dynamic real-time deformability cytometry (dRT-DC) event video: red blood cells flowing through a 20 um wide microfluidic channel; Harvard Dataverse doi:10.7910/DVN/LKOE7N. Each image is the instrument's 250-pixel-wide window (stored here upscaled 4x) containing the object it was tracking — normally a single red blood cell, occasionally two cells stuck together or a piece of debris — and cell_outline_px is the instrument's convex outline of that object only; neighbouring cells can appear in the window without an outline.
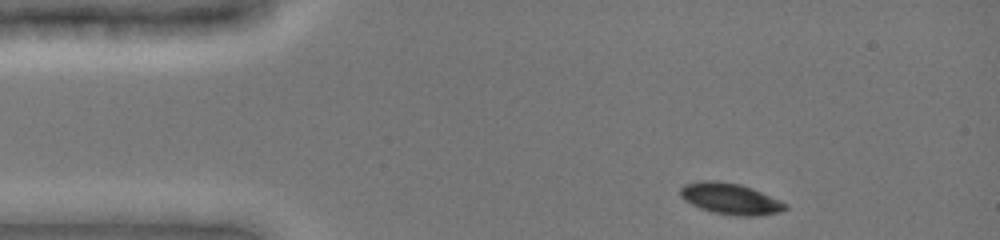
{"species": "common noctule bat (a hibernating species)", "species_latin": "Nyctalus noctula", "temperature_condition": "cold", "stored_images_in_passage": 32, "camera_frame_rate_fps": 3000, "um_per_image_px": 0.085, "animal": {"sex": "female", "body_mass_g": 19.0, "forearm_length_mm": 51.5}, "frame": {"image": 1, "passage_image": 1, "time_ms": 0.0, "image_size_px": [1000, 240], "cell_outline_px": [[788, 208], [780, 212], [756, 216], [736, 216], [712, 212], [700, 208], [684, 200], [680, 196], [680, 188], [684, 184], [700, 180], [716, 180], [740, 184], [752, 188], [780, 200], [788, 204]], "centroid_in_image_um": [62.08, 16.89], "position_along_channel_um": 22.9, "area_um2": 19.25}}
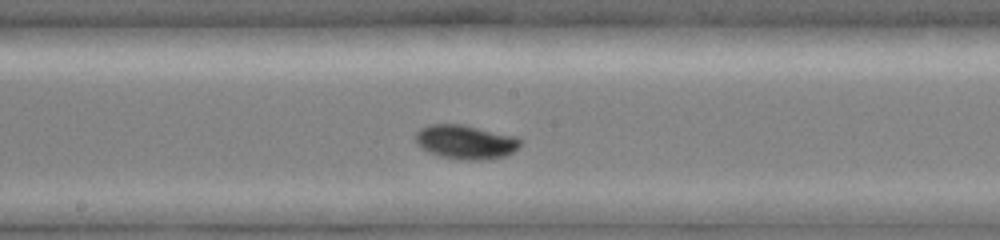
{"frame": {"image": 2, "passage_image": 21, "time_ms": 6.333, "image_size_px": [1000, 240], "cell_outline_px": [[524, 140], [512, 152], [504, 156], [484, 160], [460, 160], [440, 156], [428, 152], [420, 148], [416, 144], [416, 132], [420, 128], [428, 124], [464, 124], [516, 136]], "centroid_in_image_um": [39.56, 12.06], "position_along_channel_um": 208.6, "area_um2": 21.1}}
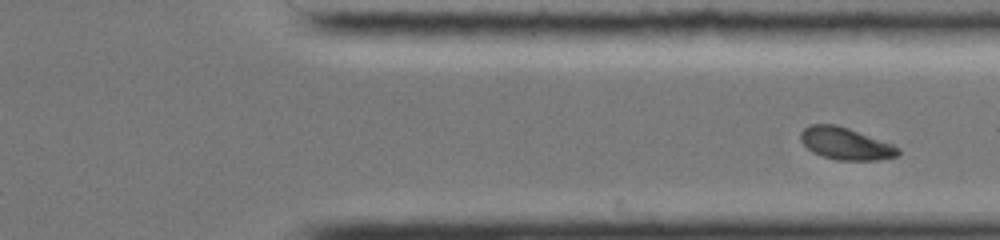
{"frame": {"image": 3, "passage_image": 32, "time_ms": 9.667, "image_size_px": [1000, 240], "cell_outline_px": [[900, 156], [876, 160], [836, 160], [812, 152], [800, 140], [800, 132], [808, 124], [836, 124], [848, 128], [892, 144], [900, 148]], "centroid_in_image_um": [71.87, 12.2], "position_along_channel_um": 339.5, "area_um2": 18.26}}